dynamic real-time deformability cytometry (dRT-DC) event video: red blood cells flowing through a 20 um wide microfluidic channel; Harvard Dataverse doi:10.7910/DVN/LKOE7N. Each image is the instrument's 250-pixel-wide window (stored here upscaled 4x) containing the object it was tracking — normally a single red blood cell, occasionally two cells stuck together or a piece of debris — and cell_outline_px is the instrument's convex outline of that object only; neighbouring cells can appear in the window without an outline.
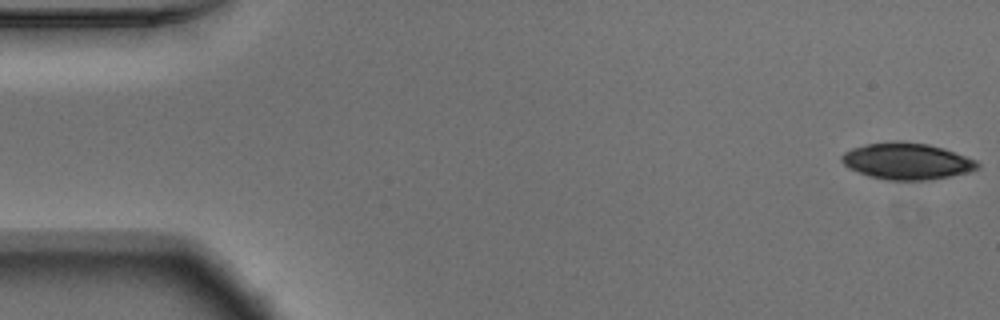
{"species": "Egyptian fruit bat (a non-hibernating species)", "species_latin": "Rousettus aegyptiacus", "temperature_condition": "warm", "stored_images_in_passage": 53, "camera_frame_rate_fps": 3000, "um_per_image_px": 0.085, "animal": {"sex": "male"}, "frame": {"image": 1, "passage_image": 1, "time_ms": 0.0, "image_size_px": [1000, 320], "cell_outline_px": [[980, 168], [968, 172], [928, 180], [888, 180], [868, 176], [848, 168], [840, 160], [840, 156], [844, 152], [852, 148], [868, 144], [896, 140], [900, 140], [928, 144], [944, 148], [976, 160], [980, 164]], "centroid_in_image_um": [77.07, 13.69], "position_along_channel_um": 7.9, "area_um2": 29.02}}
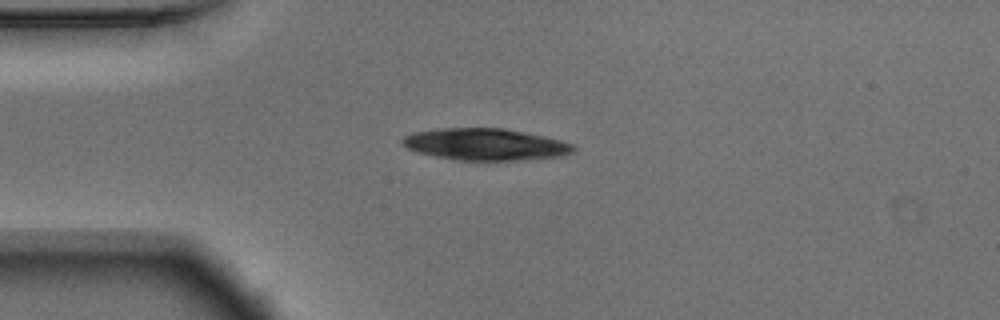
{"frame": {"image": 2, "passage_image": 13, "time_ms": 4.0, "image_size_px": [1000, 320], "cell_outline_px": [[576, 148], [572, 152], [560, 156], [516, 160], [456, 160], [416, 152], [408, 148], [400, 140], [404, 136], [412, 132], [440, 128], [504, 128], [544, 136], [560, 140], [572, 144]], "centroid_in_image_um": [41.22, 12.26], "position_along_channel_um": 43.8, "area_um2": 31.5}}
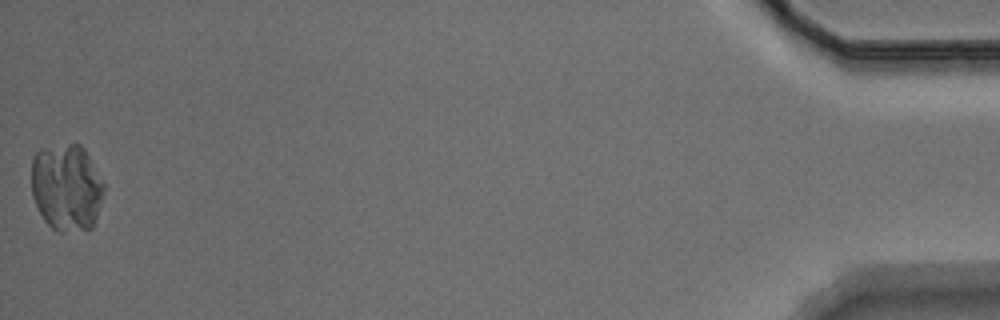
{"frame": {"image": 3, "passage_image": 53, "time_ms": 17.333, "image_size_px": [1000, 320], "cell_outline_px": [[104, 192], [92, 228], [60, 232], [56, 232], [44, 220], [32, 196], [32, 160], [36, 152], [40, 148], [68, 144], [80, 144], [84, 148], [104, 184]], "centroid_in_image_um": [5.64, 15.92], "position_along_channel_um": 429.6, "area_um2": 36.65}}